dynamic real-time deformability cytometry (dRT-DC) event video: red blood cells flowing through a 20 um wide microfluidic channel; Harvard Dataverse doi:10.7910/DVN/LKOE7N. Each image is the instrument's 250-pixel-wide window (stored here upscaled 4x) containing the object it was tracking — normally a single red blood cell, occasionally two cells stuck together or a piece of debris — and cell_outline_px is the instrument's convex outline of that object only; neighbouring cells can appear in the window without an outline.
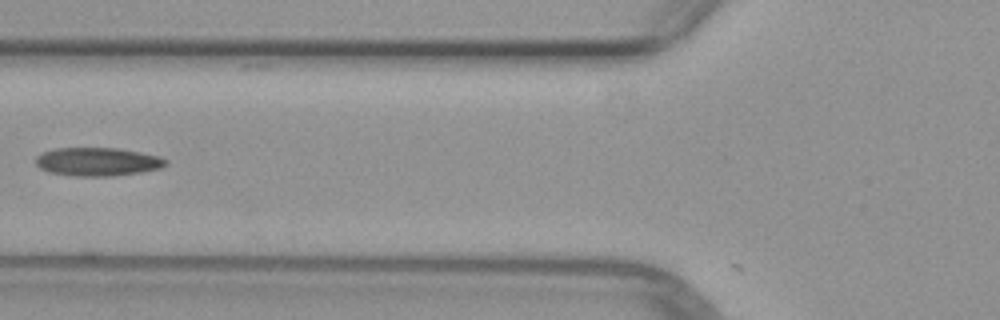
{"species": "common noctule bat (a hibernating species)", "species_latin": "Nyctalus noctula", "temperature_condition": "warm", "stored_images_in_passage": 6, "camera_frame_rate_fps": 3000, "um_per_image_px": 0.085, "animal": {"sex": "female", "body_mass_g": 29.2, "forearm_length_mm": 56.3}, "frame": {"image": 1, "passage_image": 5, "time_ms": 5.667, "image_size_px": [1000, 320], "cell_outline_px": [[168, 164], [160, 168], [140, 172], [112, 176], [72, 176], [48, 172], [40, 168], [36, 164], [36, 156], [44, 152], [56, 148], [116, 148], [140, 152], [160, 156], [168, 160]], "centroid_in_image_um": [8.3, 13.75], "position_along_channel_um": 117.5, "area_um2": 21.56}}